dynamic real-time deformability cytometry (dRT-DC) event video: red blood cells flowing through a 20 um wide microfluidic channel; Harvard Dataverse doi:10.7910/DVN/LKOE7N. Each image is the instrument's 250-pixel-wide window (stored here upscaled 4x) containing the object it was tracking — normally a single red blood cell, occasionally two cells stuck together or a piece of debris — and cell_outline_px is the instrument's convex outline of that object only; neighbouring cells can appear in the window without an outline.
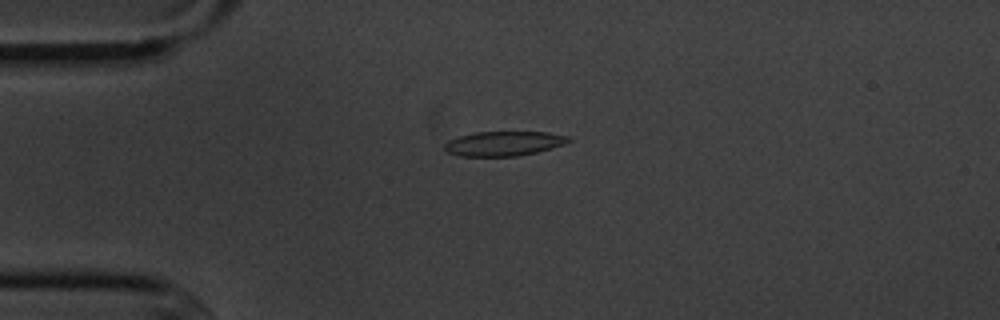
{"species": "common noctule bat (a hibernating species)", "species_latin": "Nyctalus noctula", "temperature_condition": "cold", "stored_images_in_passage": 5, "camera_frame_rate_fps": 3000, "um_per_image_px": 0.085, "animal": {"sex": "male", "body_mass_g": 20.1, "forearm_length_mm": 53.5}, "frame": {"image": 1, "passage_image": 4, "time_ms": 3.667, "image_size_px": [1000, 320], "cell_outline_px": [[572, 140], [564, 144], [552, 148], [536, 152], [516, 156], [460, 156], [444, 152], [444, 144], [448, 140], [460, 136], [476, 132], [548, 132], [572, 136]], "centroid_in_image_um": [42.83, 12.2], "position_along_channel_um": 42.2, "area_um2": 17.92}}